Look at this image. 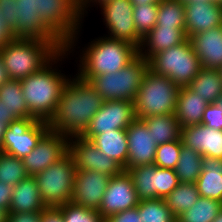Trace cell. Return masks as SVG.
<instances>
[{"instance_id": "6da1fadb", "label": "cell", "mask_w": 222, "mask_h": 222, "mask_svg": "<svg viewBox=\"0 0 222 222\" xmlns=\"http://www.w3.org/2000/svg\"><path fill=\"white\" fill-rule=\"evenodd\" d=\"M15 17L11 32L16 38L52 41L74 53L84 18L79 0H17Z\"/></svg>"}, {"instance_id": "7a4b0ae2", "label": "cell", "mask_w": 222, "mask_h": 222, "mask_svg": "<svg viewBox=\"0 0 222 222\" xmlns=\"http://www.w3.org/2000/svg\"><path fill=\"white\" fill-rule=\"evenodd\" d=\"M103 103V98L89 82L77 75L70 77L62 89L57 109L48 122L50 131L69 138L81 136Z\"/></svg>"}, {"instance_id": "3957f363", "label": "cell", "mask_w": 222, "mask_h": 222, "mask_svg": "<svg viewBox=\"0 0 222 222\" xmlns=\"http://www.w3.org/2000/svg\"><path fill=\"white\" fill-rule=\"evenodd\" d=\"M68 55L67 49L60 51L40 71L20 81L29 112L37 120L49 122L57 109L62 89L71 77L61 73L57 63Z\"/></svg>"}, {"instance_id": "277c9868", "label": "cell", "mask_w": 222, "mask_h": 222, "mask_svg": "<svg viewBox=\"0 0 222 222\" xmlns=\"http://www.w3.org/2000/svg\"><path fill=\"white\" fill-rule=\"evenodd\" d=\"M77 76L86 82L105 73H115L139 55V49L126 41L98 37L82 48Z\"/></svg>"}, {"instance_id": "5b68a950", "label": "cell", "mask_w": 222, "mask_h": 222, "mask_svg": "<svg viewBox=\"0 0 222 222\" xmlns=\"http://www.w3.org/2000/svg\"><path fill=\"white\" fill-rule=\"evenodd\" d=\"M60 51L52 41L16 37L0 49L8 75L16 81L40 71Z\"/></svg>"}, {"instance_id": "8992f818", "label": "cell", "mask_w": 222, "mask_h": 222, "mask_svg": "<svg viewBox=\"0 0 222 222\" xmlns=\"http://www.w3.org/2000/svg\"><path fill=\"white\" fill-rule=\"evenodd\" d=\"M179 89L171 79L148 68L134 101L136 119L175 114Z\"/></svg>"}, {"instance_id": "52a82bcc", "label": "cell", "mask_w": 222, "mask_h": 222, "mask_svg": "<svg viewBox=\"0 0 222 222\" xmlns=\"http://www.w3.org/2000/svg\"><path fill=\"white\" fill-rule=\"evenodd\" d=\"M147 70L148 60L138 55L128 65L115 73H105L93 77L89 84L101 95L104 101L125 100L134 102Z\"/></svg>"}, {"instance_id": "ba28073f", "label": "cell", "mask_w": 222, "mask_h": 222, "mask_svg": "<svg viewBox=\"0 0 222 222\" xmlns=\"http://www.w3.org/2000/svg\"><path fill=\"white\" fill-rule=\"evenodd\" d=\"M148 68L171 79L179 87L188 86L202 68L190 40L154 54Z\"/></svg>"}, {"instance_id": "9c48e42d", "label": "cell", "mask_w": 222, "mask_h": 222, "mask_svg": "<svg viewBox=\"0 0 222 222\" xmlns=\"http://www.w3.org/2000/svg\"><path fill=\"white\" fill-rule=\"evenodd\" d=\"M77 168L69 153L34 177L47 208L71 202Z\"/></svg>"}, {"instance_id": "30bf717a", "label": "cell", "mask_w": 222, "mask_h": 222, "mask_svg": "<svg viewBox=\"0 0 222 222\" xmlns=\"http://www.w3.org/2000/svg\"><path fill=\"white\" fill-rule=\"evenodd\" d=\"M49 130L48 122L36 118L15 119L5 131L2 152L22 160Z\"/></svg>"}, {"instance_id": "8fae6325", "label": "cell", "mask_w": 222, "mask_h": 222, "mask_svg": "<svg viewBox=\"0 0 222 222\" xmlns=\"http://www.w3.org/2000/svg\"><path fill=\"white\" fill-rule=\"evenodd\" d=\"M99 8L108 28L109 38L126 41L136 46L141 45L142 38L137 34L134 25V5L130 0H107L100 3Z\"/></svg>"}, {"instance_id": "7c38bea8", "label": "cell", "mask_w": 222, "mask_h": 222, "mask_svg": "<svg viewBox=\"0 0 222 222\" xmlns=\"http://www.w3.org/2000/svg\"><path fill=\"white\" fill-rule=\"evenodd\" d=\"M135 119L134 102L125 100L104 101L81 137L90 140L94 135L100 133L127 129Z\"/></svg>"}, {"instance_id": "4fadbf2b", "label": "cell", "mask_w": 222, "mask_h": 222, "mask_svg": "<svg viewBox=\"0 0 222 222\" xmlns=\"http://www.w3.org/2000/svg\"><path fill=\"white\" fill-rule=\"evenodd\" d=\"M68 153L77 170H92L110 177L120 175L124 168L81 136L70 137Z\"/></svg>"}, {"instance_id": "5bb4252c", "label": "cell", "mask_w": 222, "mask_h": 222, "mask_svg": "<svg viewBox=\"0 0 222 222\" xmlns=\"http://www.w3.org/2000/svg\"><path fill=\"white\" fill-rule=\"evenodd\" d=\"M69 137L48 131L32 152L22 159L29 176L42 172L68 153Z\"/></svg>"}, {"instance_id": "9a60e30c", "label": "cell", "mask_w": 222, "mask_h": 222, "mask_svg": "<svg viewBox=\"0 0 222 222\" xmlns=\"http://www.w3.org/2000/svg\"><path fill=\"white\" fill-rule=\"evenodd\" d=\"M139 202L131 177L123 171L109 179L98 212L106 219L115 213L137 207Z\"/></svg>"}, {"instance_id": "2e32d148", "label": "cell", "mask_w": 222, "mask_h": 222, "mask_svg": "<svg viewBox=\"0 0 222 222\" xmlns=\"http://www.w3.org/2000/svg\"><path fill=\"white\" fill-rule=\"evenodd\" d=\"M111 177L96 171L77 170L71 202L98 210Z\"/></svg>"}, {"instance_id": "e0dca14e", "label": "cell", "mask_w": 222, "mask_h": 222, "mask_svg": "<svg viewBox=\"0 0 222 222\" xmlns=\"http://www.w3.org/2000/svg\"><path fill=\"white\" fill-rule=\"evenodd\" d=\"M128 140L127 168L153 165L157 144L141 119H135L126 129Z\"/></svg>"}, {"instance_id": "ac0fdd59", "label": "cell", "mask_w": 222, "mask_h": 222, "mask_svg": "<svg viewBox=\"0 0 222 222\" xmlns=\"http://www.w3.org/2000/svg\"><path fill=\"white\" fill-rule=\"evenodd\" d=\"M186 36L222 25V5L212 0L184 3Z\"/></svg>"}, {"instance_id": "d6986e66", "label": "cell", "mask_w": 222, "mask_h": 222, "mask_svg": "<svg viewBox=\"0 0 222 222\" xmlns=\"http://www.w3.org/2000/svg\"><path fill=\"white\" fill-rule=\"evenodd\" d=\"M183 145L199 152L203 157L222 159V130L197 124L181 130Z\"/></svg>"}, {"instance_id": "ffe728a7", "label": "cell", "mask_w": 222, "mask_h": 222, "mask_svg": "<svg viewBox=\"0 0 222 222\" xmlns=\"http://www.w3.org/2000/svg\"><path fill=\"white\" fill-rule=\"evenodd\" d=\"M202 68L218 70L222 66V25L188 38Z\"/></svg>"}, {"instance_id": "44dd1931", "label": "cell", "mask_w": 222, "mask_h": 222, "mask_svg": "<svg viewBox=\"0 0 222 222\" xmlns=\"http://www.w3.org/2000/svg\"><path fill=\"white\" fill-rule=\"evenodd\" d=\"M186 39V30L178 27H154L142 39L139 55L149 60L154 54L183 43Z\"/></svg>"}, {"instance_id": "7402d4cb", "label": "cell", "mask_w": 222, "mask_h": 222, "mask_svg": "<svg viewBox=\"0 0 222 222\" xmlns=\"http://www.w3.org/2000/svg\"><path fill=\"white\" fill-rule=\"evenodd\" d=\"M46 208L34 176H28L13 186L8 213L43 212Z\"/></svg>"}, {"instance_id": "603a6c76", "label": "cell", "mask_w": 222, "mask_h": 222, "mask_svg": "<svg viewBox=\"0 0 222 222\" xmlns=\"http://www.w3.org/2000/svg\"><path fill=\"white\" fill-rule=\"evenodd\" d=\"M208 104L203 97L196 95L188 86L180 87L175 116L181 127L201 124Z\"/></svg>"}, {"instance_id": "cb8c5ba5", "label": "cell", "mask_w": 222, "mask_h": 222, "mask_svg": "<svg viewBox=\"0 0 222 222\" xmlns=\"http://www.w3.org/2000/svg\"><path fill=\"white\" fill-rule=\"evenodd\" d=\"M102 153L120 164L124 170L128 161L126 129H116L94 135L90 140Z\"/></svg>"}, {"instance_id": "d4e9b609", "label": "cell", "mask_w": 222, "mask_h": 222, "mask_svg": "<svg viewBox=\"0 0 222 222\" xmlns=\"http://www.w3.org/2000/svg\"><path fill=\"white\" fill-rule=\"evenodd\" d=\"M196 185L201 197L222 202V159L203 157Z\"/></svg>"}, {"instance_id": "484cf974", "label": "cell", "mask_w": 222, "mask_h": 222, "mask_svg": "<svg viewBox=\"0 0 222 222\" xmlns=\"http://www.w3.org/2000/svg\"><path fill=\"white\" fill-rule=\"evenodd\" d=\"M141 120L146 124L157 145L181 139L182 127L175 114L150 116Z\"/></svg>"}, {"instance_id": "4316f807", "label": "cell", "mask_w": 222, "mask_h": 222, "mask_svg": "<svg viewBox=\"0 0 222 222\" xmlns=\"http://www.w3.org/2000/svg\"><path fill=\"white\" fill-rule=\"evenodd\" d=\"M131 177L138 199H157V166L143 165L125 169Z\"/></svg>"}, {"instance_id": "83f0119b", "label": "cell", "mask_w": 222, "mask_h": 222, "mask_svg": "<svg viewBox=\"0 0 222 222\" xmlns=\"http://www.w3.org/2000/svg\"><path fill=\"white\" fill-rule=\"evenodd\" d=\"M188 87L210 104L222 94V79L218 70L201 68Z\"/></svg>"}, {"instance_id": "f1b7e54d", "label": "cell", "mask_w": 222, "mask_h": 222, "mask_svg": "<svg viewBox=\"0 0 222 222\" xmlns=\"http://www.w3.org/2000/svg\"><path fill=\"white\" fill-rule=\"evenodd\" d=\"M0 101L16 118H34L26 105L20 81L10 80L0 87Z\"/></svg>"}, {"instance_id": "f546056e", "label": "cell", "mask_w": 222, "mask_h": 222, "mask_svg": "<svg viewBox=\"0 0 222 222\" xmlns=\"http://www.w3.org/2000/svg\"><path fill=\"white\" fill-rule=\"evenodd\" d=\"M200 197L196 183H180L164 200L175 218L189 210Z\"/></svg>"}, {"instance_id": "4dcf8cb0", "label": "cell", "mask_w": 222, "mask_h": 222, "mask_svg": "<svg viewBox=\"0 0 222 222\" xmlns=\"http://www.w3.org/2000/svg\"><path fill=\"white\" fill-rule=\"evenodd\" d=\"M203 156L182 144L180 157L175 168L180 183H196L202 171Z\"/></svg>"}, {"instance_id": "1f68e13d", "label": "cell", "mask_w": 222, "mask_h": 222, "mask_svg": "<svg viewBox=\"0 0 222 222\" xmlns=\"http://www.w3.org/2000/svg\"><path fill=\"white\" fill-rule=\"evenodd\" d=\"M155 27H178L180 30H186L184 2L161 0L158 4Z\"/></svg>"}, {"instance_id": "d6a6232c", "label": "cell", "mask_w": 222, "mask_h": 222, "mask_svg": "<svg viewBox=\"0 0 222 222\" xmlns=\"http://www.w3.org/2000/svg\"><path fill=\"white\" fill-rule=\"evenodd\" d=\"M222 210V202L199 197L198 200L177 219L181 222H212Z\"/></svg>"}, {"instance_id": "836d02e7", "label": "cell", "mask_w": 222, "mask_h": 222, "mask_svg": "<svg viewBox=\"0 0 222 222\" xmlns=\"http://www.w3.org/2000/svg\"><path fill=\"white\" fill-rule=\"evenodd\" d=\"M137 207L142 222H173L176 219L164 199L141 200Z\"/></svg>"}, {"instance_id": "e575fe53", "label": "cell", "mask_w": 222, "mask_h": 222, "mask_svg": "<svg viewBox=\"0 0 222 222\" xmlns=\"http://www.w3.org/2000/svg\"><path fill=\"white\" fill-rule=\"evenodd\" d=\"M28 176L21 159L0 152V182L15 186Z\"/></svg>"}, {"instance_id": "d590c367", "label": "cell", "mask_w": 222, "mask_h": 222, "mask_svg": "<svg viewBox=\"0 0 222 222\" xmlns=\"http://www.w3.org/2000/svg\"><path fill=\"white\" fill-rule=\"evenodd\" d=\"M158 4L152 3L134 6L133 18L137 34L143 39L155 26L157 21Z\"/></svg>"}, {"instance_id": "8d00e7d4", "label": "cell", "mask_w": 222, "mask_h": 222, "mask_svg": "<svg viewBox=\"0 0 222 222\" xmlns=\"http://www.w3.org/2000/svg\"><path fill=\"white\" fill-rule=\"evenodd\" d=\"M64 222H105L98 210L85 208L72 202L57 207Z\"/></svg>"}, {"instance_id": "74e56055", "label": "cell", "mask_w": 222, "mask_h": 222, "mask_svg": "<svg viewBox=\"0 0 222 222\" xmlns=\"http://www.w3.org/2000/svg\"><path fill=\"white\" fill-rule=\"evenodd\" d=\"M182 140L160 144L156 148L154 165L160 168L175 170L182 147Z\"/></svg>"}, {"instance_id": "f35d334b", "label": "cell", "mask_w": 222, "mask_h": 222, "mask_svg": "<svg viewBox=\"0 0 222 222\" xmlns=\"http://www.w3.org/2000/svg\"><path fill=\"white\" fill-rule=\"evenodd\" d=\"M179 184L175 170L157 167V198L165 199Z\"/></svg>"}, {"instance_id": "ab89813d", "label": "cell", "mask_w": 222, "mask_h": 222, "mask_svg": "<svg viewBox=\"0 0 222 222\" xmlns=\"http://www.w3.org/2000/svg\"><path fill=\"white\" fill-rule=\"evenodd\" d=\"M201 124L208 128L222 130V110L219 109L215 103L208 104L204 111Z\"/></svg>"}, {"instance_id": "60d3db41", "label": "cell", "mask_w": 222, "mask_h": 222, "mask_svg": "<svg viewBox=\"0 0 222 222\" xmlns=\"http://www.w3.org/2000/svg\"><path fill=\"white\" fill-rule=\"evenodd\" d=\"M141 220L138 207H134L108 216L105 222H142Z\"/></svg>"}, {"instance_id": "b9f144b4", "label": "cell", "mask_w": 222, "mask_h": 222, "mask_svg": "<svg viewBox=\"0 0 222 222\" xmlns=\"http://www.w3.org/2000/svg\"><path fill=\"white\" fill-rule=\"evenodd\" d=\"M16 7L17 0H0V13L11 28L16 24Z\"/></svg>"}, {"instance_id": "7bdbcfd3", "label": "cell", "mask_w": 222, "mask_h": 222, "mask_svg": "<svg viewBox=\"0 0 222 222\" xmlns=\"http://www.w3.org/2000/svg\"><path fill=\"white\" fill-rule=\"evenodd\" d=\"M42 212L8 213L7 222H41Z\"/></svg>"}, {"instance_id": "ee69618b", "label": "cell", "mask_w": 222, "mask_h": 222, "mask_svg": "<svg viewBox=\"0 0 222 222\" xmlns=\"http://www.w3.org/2000/svg\"><path fill=\"white\" fill-rule=\"evenodd\" d=\"M12 193L13 186L0 182V208L4 209L7 213L9 211Z\"/></svg>"}, {"instance_id": "f6af8a7d", "label": "cell", "mask_w": 222, "mask_h": 222, "mask_svg": "<svg viewBox=\"0 0 222 222\" xmlns=\"http://www.w3.org/2000/svg\"><path fill=\"white\" fill-rule=\"evenodd\" d=\"M11 27L0 13V49L11 42L15 36L11 32Z\"/></svg>"}, {"instance_id": "bcb514c9", "label": "cell", "mask_w": 222, "mask_h": 222, "mask_svg": "<svg viewBox=\"0 0 222 222\" xmlns=\"http://www.w3.org/2000/svg\"><path fill=\"white\" fill-rule=\"evenodd\" d=\"M41 222H64V220L61 211L57 207H51L42 212Z\"/></svg>"}, {"instance_id": "7dc6e473", "label": "cell", "mask_w": 222, "mask_h": 222, "mask_svg": "<svg viewBox=\"0 0 222 222\" xmlns=\"http://www.w3.org/2000/svg\"><path fill=\"white\" fill-rule=\"evenodd\" d=\"M16 118L9 112L7 107L0 101V122L9 125Z\"/></svg>"}, {"instance_id": "c3c4849f", "label": "cell", "mask_w": 222, "mask_h": 222, "mask_svg": "<svg viewBox=\"0 0 222 222\" xmlns=\"http://www.w3.org/2000/svg\"><path fill=\"white\" fill-rule=\"evenodd\" d=\"M104 1H107V0H79V6H80V9H81V12H82V15L83 17H85V15L88 14V7L91 8V6L93 7L94 5L98 8V5ZM87 13V14H86Z\"/></svg>"}, {"instance_id": "681fc988", "label": "cell", "mask_w": 222, "mask_h": 222, "mask_svg": "<svg viewBox=\"0 0 222 222\" xmlns=\"http://www.w3.org/2000/svg\"><path fill=\"white\" fill-rule=\"evenodd\" d=\"M11 78L9 77L8 75V72L5 68V65L3 64V60H2V57H1V53H0V87L10 81Z\"/></svg>"}, {"instance_id": "f907efd6", "label": "cell", "mask_w": 222, "mask_h": 222, "mask_svg": "<svg viewBox=\"0 0 222 222\" xmlns=\"http://www.w3.org/2000/svg\"><path fill=\"white\" fill-rule=\"evenodd\" d=\"M134 6L159 3L161 0H130Z\"/></svg>"}, {"instance_id": "816d5d0a", "label": "cell", "mask_w": 222, "mask_h": 222, "mask_svg": "<svg viewBox=\"0 0 222 222\" xmlns=\"http://www.w3.org/2000/svg\"><path fill=\"white\" fill-rule=\"evenodd\" d=\"M7 128H8V125L6 123L0 122V152H2L3 138H4V134Z\"/></svg>"}, {"instance_id": "f5cc1de1", "label": "cell", "mask_w": 222, "mask_h": 222, "mask_svg": "<svg viewBox=\"0 0 222 222\" xmlns=\"http://www.w3.org/2000/svg\"><path fill=\"white\" fill-rule=\"evenodd\" d=\"M7 212L0 208V222H7Z\"/></svg>"}, {"instance_id": "db71d44e", "label": "cell", "mask_w": 222, "mask_h": 222, "mask_svg": "<svg viewBox=\"0 0 222 222\" xmlns=\"http://www.w3.org/2000/svg\"><path fill=\"white\" fill-rule=\"evenodd\" d=\"M214 103H215V105H217V107L219 109L222 110V94L219 96V98Z\"/></svg>"}, {"instance_id": "11a10c76", "label": "cell", "mask_w": 222, "mask_h": 222, "mask_svg": "<svg viewBox=\"0 0 222 222\" xmlns=\"http://www.w3.org/2000/svg\"><path fill=\"white\" fill-rule=\"evenodd\" d=\"M212 222H222V210Z\"/></svg>"}, {"instance_id": "9f6ffc18", "label": "cell", "mask_w": 222, "mask_h": 222, "mask_svg": "<svg viewBox=\"0 0 222 222\" xmlns=\"http://www.w3.org/2000/svg\"><path fill=\"white\" fill-rule=\"evenodd\" d=\"M181 1H183L184 3H186V2H192V1H208V0H181Z\"/></svg>"}, {"instance_id": "6f0895ef", "label": "cell", "mask_w": 222, "mask_h": 222, "mask_svg": "<svg viewBox=\"0 0 222 222\" xmlns=\"http://www.w3.org/2000/svg\"><path fill=\"white\" fill-rule=\"evenodd\" d=\"M218 72H219L221 79H222V66L218 69Z\"/></svg>"}, {"instance_id": "680465c9", "label": "cell", "mask_w": 222, "mask_h": 222, "mask_svg": "<svg viewBox=\"0 0 222 222\" xmlns=\"http://www.w3.org/2000/svg\"><path fill=\"white\" fill-rule=\"evenodd\" d=\"M212 1H214L215 3H219V4L222 5V0H212Z\"/></svg>"}, {"instance_id": "91938a15", "label": "cell", "mask_w": 222, "mask_h": 222, "mask_svg": "<svg viewBox=\"0 0 222 222\" xmlns=\"http://www.w3.org/2000/svg\"><path fill=\"white\" fill-rule=\"evenodd\" d=\"M173 222H181V221H179V220L176 218Z\"/></svg>"}]
</instances>
